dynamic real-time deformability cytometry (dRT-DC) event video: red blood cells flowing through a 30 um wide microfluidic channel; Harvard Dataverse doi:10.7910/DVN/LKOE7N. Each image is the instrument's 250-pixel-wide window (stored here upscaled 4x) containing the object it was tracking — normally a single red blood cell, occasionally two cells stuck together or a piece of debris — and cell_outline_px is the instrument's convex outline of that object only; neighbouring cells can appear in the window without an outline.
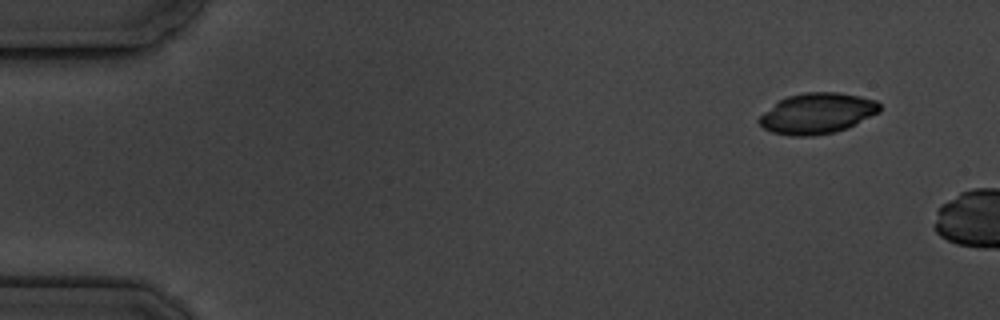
{"species": "common noctule bat (a hibernating species)", "species_latin": "Nyctalus noctula", "temperature_condition": "cold", "stored_images_in_passage": 3, "camera_frame_rate_fps": 3000, "um_per_image_px": 0.085, "animal": {"sex": "male", "body_mass_g": 19.5, "forearm_length_mm": 54.6}, "frame": {"image": 1, "passage_image": 1, "time_ms": 0.0, "image_size_px": [1000, 320], "cell_outline_px": [[880, 112], [848, 128], [832, 132], [812, 136], [792, 136], [772, 132], [764, 128], [756, 120], [764, 112], [780, 100], [788, 96], [804, 92], [840, 92], [860, 96], [876, 100], [880, 104]], "centroid_in_image_um": [69.48, 9.63], "position_along_channel_um": 15.5, "area_um2": 28.55}}